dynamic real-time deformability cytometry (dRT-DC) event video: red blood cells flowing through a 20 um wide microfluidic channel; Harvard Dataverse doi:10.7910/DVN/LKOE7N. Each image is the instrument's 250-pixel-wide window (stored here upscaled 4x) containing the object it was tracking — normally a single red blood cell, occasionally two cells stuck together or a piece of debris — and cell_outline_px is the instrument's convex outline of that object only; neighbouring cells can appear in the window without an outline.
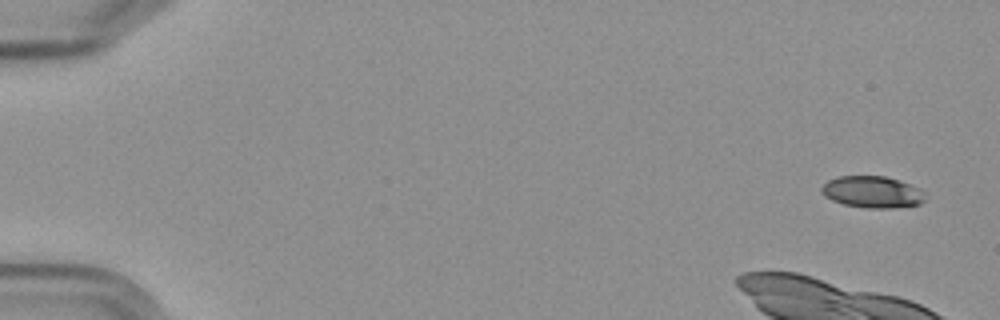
{"species": "Egyptian fruit bat (a non-hibernating species)", "species_latin": "Rousettus aegyptiacus", "temperature_condition": "cold", "stored_images_in_passage": 6, "camera_frame_rate_fps": 3000, "um_per_image_px": 0.085, "frame": {"image": 1, "passage_image": 1, "time_ms": 0.0, "image_size_px": [1000, 320], "cell_outline_px": [[924, 200], [920, 204], [896, 208], [864, 208], [844, 204], [832, 200], [824, 196], [820, 192], [820, 188], [828, 180], [840, 176], [884, 176], [920, 188], [924, 192]], "centroid_in_image_um": [74.12, 16.33], "position_along_channel_um": 10.9, "area_um2": 19.13}}
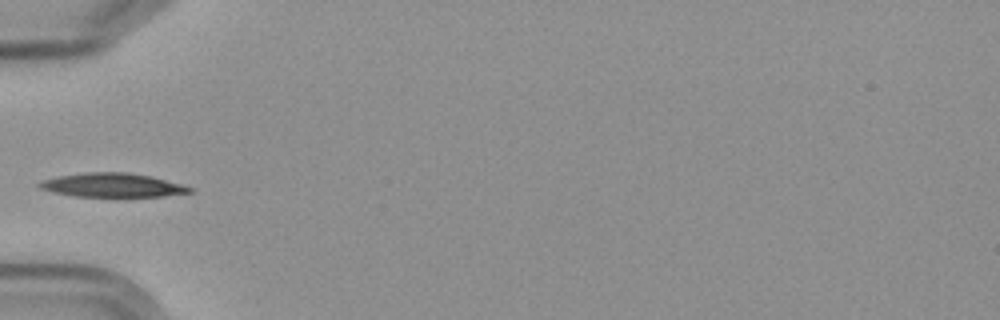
{"frame": {"image": 2, "passage_image": 6, "time_ms": 6.667, "image_size_px": [1000, 320], "cell_outline_px": [[192, 192], [164, 196], [76, 196], [52, 192], [40, 188], [36, 184], [44, 180], [60, 176], [84, 172], [128, 172], [152, 176], [180, 184], [192, 188]], "centroid_in_image_um": [9.55, 15.73], "position_along_channel_um": 75.5, "area_um2": 20.69}}